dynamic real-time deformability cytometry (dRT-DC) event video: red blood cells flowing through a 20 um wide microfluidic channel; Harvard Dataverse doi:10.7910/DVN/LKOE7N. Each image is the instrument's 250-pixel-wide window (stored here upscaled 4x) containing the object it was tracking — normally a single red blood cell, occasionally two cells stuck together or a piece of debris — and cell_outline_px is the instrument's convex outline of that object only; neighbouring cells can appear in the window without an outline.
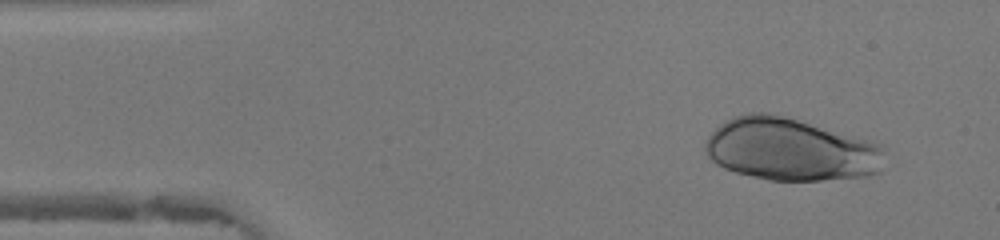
{"species": "human", "species_latin": "Homo sapiens", "temperature_condition": "warm", "stored_images_in_passage": 45, "camera_frame_rate_fps": 3000, "um_per_image_px": 0.085, "donor": {"sex": "female"}, "frame": {"image": 1, "passage_image": 4, "time_ms": 1.0, "image_size_px": [1000, 240], "cell_outline_px": [[884, 148], [880, 172], [868, 176], [820, 180], [768, 180], [736, 172], [724, 168], [716, 164], [708, 156], [704, 148], [704, 144], [708, 136], [720, 124], [732, 116], [744, 112], [772, 112], [884, 144]], "centroid_in_image_um": [67.19, 12.68], "position_along_channel_um": 17.8, "area_um2": 65.89}}